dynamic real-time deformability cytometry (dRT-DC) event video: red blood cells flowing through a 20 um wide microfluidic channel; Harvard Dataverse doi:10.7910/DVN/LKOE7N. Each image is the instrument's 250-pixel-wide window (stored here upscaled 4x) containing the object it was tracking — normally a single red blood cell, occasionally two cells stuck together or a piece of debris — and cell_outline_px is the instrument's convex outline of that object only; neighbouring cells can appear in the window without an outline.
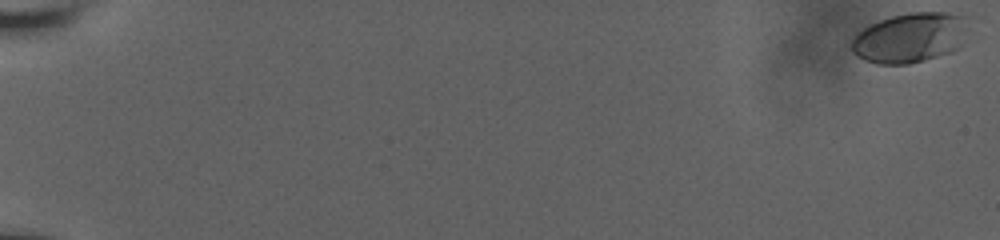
{"species": "human", "species_latin": "Homo sapiens", "temperature_condition": "room temperature", "stored_images_in_passage": 17, "camera_frame_rate_fps": 3000, "um_per_image_px": 0.085, "donor": {"sex": "male"}, "frame": {"image": 1, "passage_image": 2, "time_ms": 0.333, "image_size_px": [1000, 240], "cell_outline_px": [[972, 16], [956, 48], [952, 52], [924, 60], [908, 64], [876, 64], [864, 60], [856, 56], [852, 52], [852, 40], [864, 28], [880, 20], [892, 16], [908, 12], [948, 12]], "centroid_in_image_um": [77.37, 3.19], "position_along_channel_um": 7.6, "area_um2": 33.93}}